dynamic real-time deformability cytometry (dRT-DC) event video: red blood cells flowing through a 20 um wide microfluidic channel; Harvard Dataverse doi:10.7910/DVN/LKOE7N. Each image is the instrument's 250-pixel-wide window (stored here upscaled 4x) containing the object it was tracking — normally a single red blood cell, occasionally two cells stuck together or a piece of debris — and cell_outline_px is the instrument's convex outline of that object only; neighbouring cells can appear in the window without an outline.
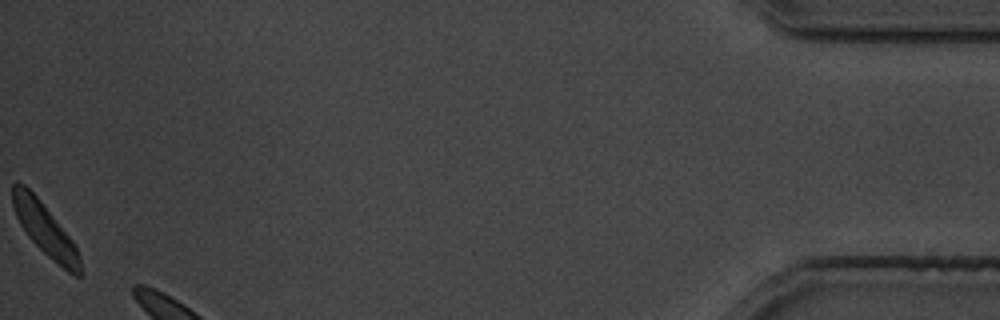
{"species": "common noctule bat (a hibernating species)", "species_latin": "Nyctalus noctula", "temperature_condition": "cold", "stored_images_in_passage": 27, "camera_frame_rate_fps": 3000, "um_per_image_px": 0.085, "animal": {"sex": "male", "body_mass_g": 19.5, "forearm_length_mm": 54.6}, "frame": {"image": 1, "passage_image": 27, "time_ms": 32.333, "image_size_px": [1000, 320], "cell_outline_px": [[84, 272], [80, 276], [76, 276], [68, 272], [52, 260], [28, 236], [20, 224], [16, 216], [12, 204], [12, 184], [16, 180], [24, 184], [40, 200], [72, 240], [80, 256]], "centroid_in_image_um": [3.84, 19.52], "position_along_channel_um": 431.4, "area_um2": 20.4}}